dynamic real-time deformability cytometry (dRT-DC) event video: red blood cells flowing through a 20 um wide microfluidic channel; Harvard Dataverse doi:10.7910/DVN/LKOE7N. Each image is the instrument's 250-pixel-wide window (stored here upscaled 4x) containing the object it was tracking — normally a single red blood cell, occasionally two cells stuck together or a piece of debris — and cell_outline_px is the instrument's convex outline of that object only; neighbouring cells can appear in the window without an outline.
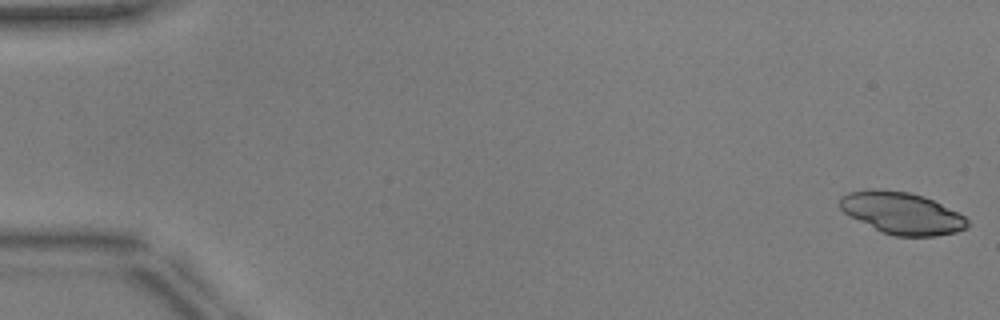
{"species": "common noctule bat (a hibernating species)", "species_latin": "Nyctalus noctula", "temperature_condition": "warm", "stored_images_in_passage": 14, "camera_frame_rate_fps": 3000, "um_per_image_px": 0.085, "animal": {"sex": "male", "body_mass_g": 17.9, "forearm_length_mm": 54.2}, "frame": {"image": 1, "passage_image": 1, "time_ms": 0.0, "image_size_px": [1000, 320], "cell_outline_px": [[968, 228], [956, 232], [936, 236], [896, 236], [884, 232], [844, 212], [840, 208], [840, 196], [848, 192], [908, 192], [924, 196], [964, 216], [968, 220]], "centroid_in_image_um": [76.73, 18.16], "position_along_channel_um": 8.3, "area_um2": 29.77}}